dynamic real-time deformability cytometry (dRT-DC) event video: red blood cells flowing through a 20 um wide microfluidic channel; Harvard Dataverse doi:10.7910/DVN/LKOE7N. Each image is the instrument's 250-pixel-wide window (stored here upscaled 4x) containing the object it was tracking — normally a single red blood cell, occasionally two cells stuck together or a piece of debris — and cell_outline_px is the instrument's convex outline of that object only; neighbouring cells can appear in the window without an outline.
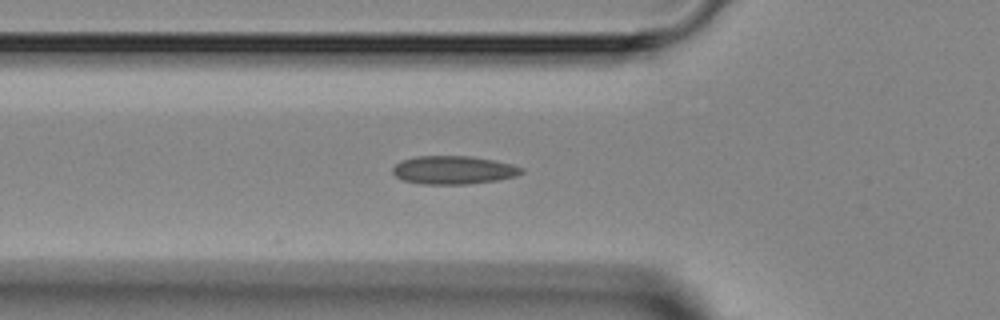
{"species": "Egyptian fruit bat (a non-hibernating species)", "species_latin": "Rousettus aegyptiacus", "temperature_condition": "room temperature", "stored_images_in_passage": 2, "camera_frame_rate_fps": 3000, "um_per_image_px": 0.085, "animal": {"sex": "female"}, "frame": {"image": 1, "passage_image": 2, "time_ms": 1.667, "image_size_px": [1000, 320], "cell_outline_px": [[524, 172], [516, 176], [496, 180], [468, 184], [424, 184], [404, 180], [396, 176], [392, 172], [392, 168], [400, 160], [416, 156], [472, 156], [512, 164], [524, 168]], "centroid_in_image_um": [38.55, 14.44], "position_along_channel_um": 87.3, "area_um2": 21.21}}